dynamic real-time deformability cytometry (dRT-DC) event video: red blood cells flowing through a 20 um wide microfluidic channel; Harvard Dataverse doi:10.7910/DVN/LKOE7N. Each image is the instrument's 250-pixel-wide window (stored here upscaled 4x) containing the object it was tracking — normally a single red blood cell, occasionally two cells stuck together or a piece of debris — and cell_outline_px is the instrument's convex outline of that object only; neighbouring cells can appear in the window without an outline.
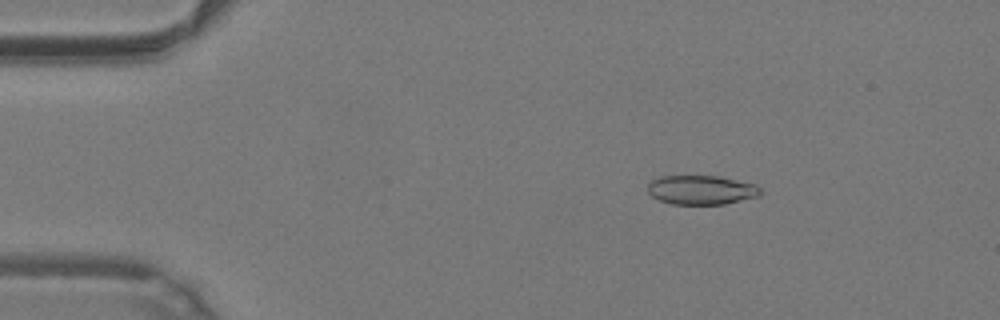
{"species": "common noctule bat (a hibernating species)", "species_latin": "Nyctalus noctula", "temperature_condition": "warm", "stored_images_in_passage": 35, "camera_frame_rate_fps": 3000, "um_per_image_px": 0.085, "animal": {"sex": "male", "body_mass_g": 19.2, "forearm_length_mm": 51.8}, "frame": {"image": 1, "passage_image": 8, "time_ms": 2.333, "image_size_px": [1000, 320], "cell_outline_px": [[760, 196], [724, 204], [672, 204], [660, 200], [652, 196], [648, 192], [648, 184], [652, 180], [660, 176], [720, 176], [756, 184], [760, 188]], "centroid_in_image_um": [59.62, 16.14], "position_along_channel_um": 25.4, "area_um2": 19.19}}
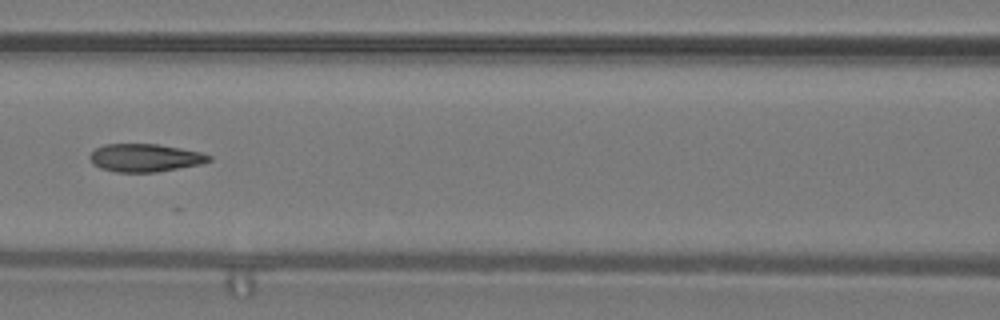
{"frame": {"image": 2, "passage_image": 22, "time_ms": 7.0, "image_size_px": [1000, 320], "cell_outline_px": [[212, 160], [204, 164], [156, 172], [116, 172], [100, 168], [92, 164], [88, 156], [96, 148], [104, 144], [156, 144], [180, 148], [200, 152], [212, 156]], "centroid_in_image_um": [12.33, 13.42], "position_along_channel_um": 154.3, "area_um2": 19.54}}
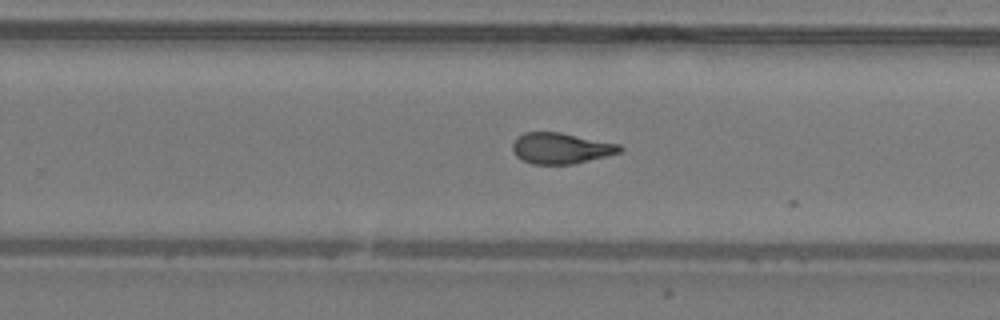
{"frame": {"image": 3, "passage_image": 31, "time_ms": 10.0, "image_size_px": [1000, 320], "cell_outline_px": [[624, 148], [620, 152], [608, 156], [572, 164], [532, 164], [516, 156], [512, 152], [512, 144], [524, 132], [560, 132], [620, 144]], "centroid_in_image_um": [47.7, 12.6], "position_along_channel_um": 282.1, "area_um2": 19.31}}